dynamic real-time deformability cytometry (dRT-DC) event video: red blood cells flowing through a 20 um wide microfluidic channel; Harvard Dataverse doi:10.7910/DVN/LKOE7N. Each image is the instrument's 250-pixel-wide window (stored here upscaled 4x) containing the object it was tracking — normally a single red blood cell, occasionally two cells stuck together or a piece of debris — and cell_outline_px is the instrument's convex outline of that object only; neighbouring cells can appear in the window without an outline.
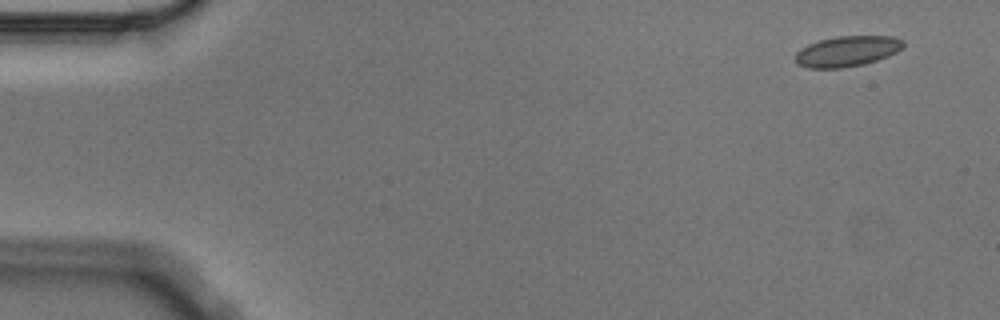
{"species": "Egyptian fruit bat (a non-hibernating species)", "species_latin": "Rousettus aegyptiacus", "temperature_condition": "cold", "stored_images_in_passage": 5, "camera_frame_rate_fps": 3000, "um_per_image_px": 0.085, "animal": {"sex": "male"}, "frame": {"image": 1, "passage_image": 1, "time_ms": 0.0, "image_size_px": [1000, 320], "cell_outline_px": [[904, 44], [896, 52], [888, 56], [864, 64], [844, 68], [808, 68], [796, 64], [796, 52], [800, 48], [808, 44], [820, 40], [836, 36], [892, 36], [904, 40]], "centroid_in_image_um": [71.98, 4.36], "position_along_channel_um": 13.0, "area_um2": 19.25}}
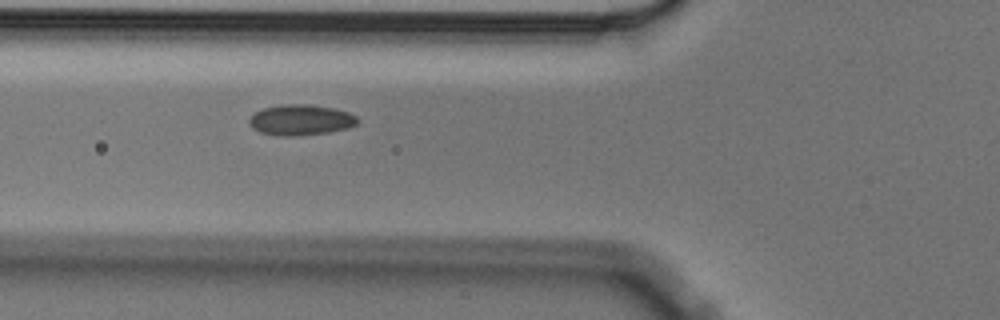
{"frame": {"image": 2, "passage_image": 5, "time_ms": 1.333, "image_size_px": [1000, 320], "cell_outline_px": [[360, 120], [356, 124], [348, 128], [328, 132], [292, 136], [276, 136], [260, 132], [252, 128], [248, 124], [248, 120], [256, 112], [264, 108], [284, 104], [308, 104], [332, 108], [348, 112], [356, 116]], "centroid_in_image_um": [25.55, 10.2], "position_along_channel_um": 100.3, "area_um2": 19.31}}